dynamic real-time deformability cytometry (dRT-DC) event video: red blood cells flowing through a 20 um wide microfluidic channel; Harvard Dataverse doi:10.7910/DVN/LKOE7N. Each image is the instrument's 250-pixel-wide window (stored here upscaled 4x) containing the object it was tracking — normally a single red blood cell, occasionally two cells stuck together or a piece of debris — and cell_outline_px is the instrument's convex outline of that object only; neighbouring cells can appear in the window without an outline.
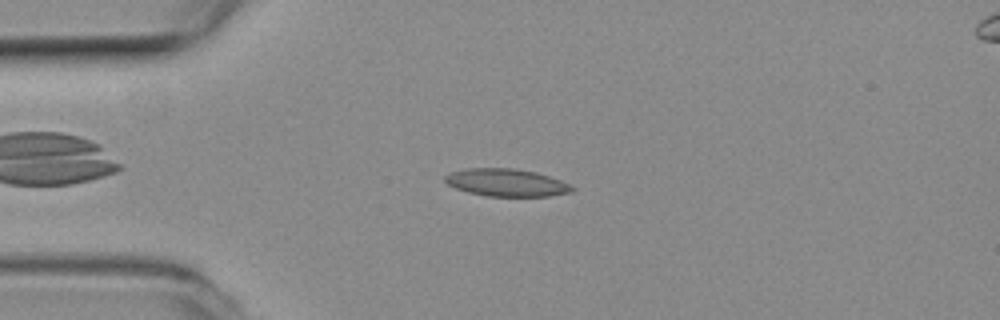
{"species": "common noctule bat (a hibernating species)", "species_latin": "Nyctalus noctula", "temperature_condition": "room temperature", "stored_images_in_passage": 43, "camera_frame_rate_fps": 3000, "um_per_image_px": 0.085, "animal": {"sex": "female", "body_mass_g": 19.3, "forearm_length_mm": 54.1}, "frame": {"image": 1, "passage_image": 10, "time_ms": 3.0, "image_size_px": [1000, 320], "cell_outline_px": [[576, 188], [572, 192], [548, 196], [488, 196], [468, 192], [456, 188], [448, 184], [444, 180], [444, 176], [448, 172], [464, 168], [516, 168], [536, 172], [560, 180]], "centroid_in_image_um": [43.02, 15.51], "position_along_channel_um": 42.0, "area_um2": 20.46}}
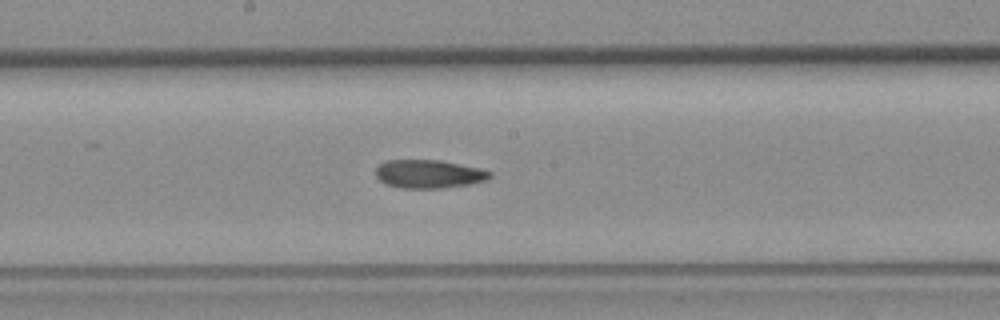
{"frame": {"image": 2, "passage_image": 25, "time_ms": 8.0, "image_size_px": [1000, 320], "cell_outline_px": [[492, 176], [484, 180], [468, 184], [444, 188], [400, 188], [388, 184], [380, 180], [376, 176], [376, 168], [380, 164], [388, 160], [440, 160], [480, 168], [492, 172]], "centroid_in_image_um": [36.45, 14.78], "position_along_channel_um": 211.7, "area_um2": 18.73}}
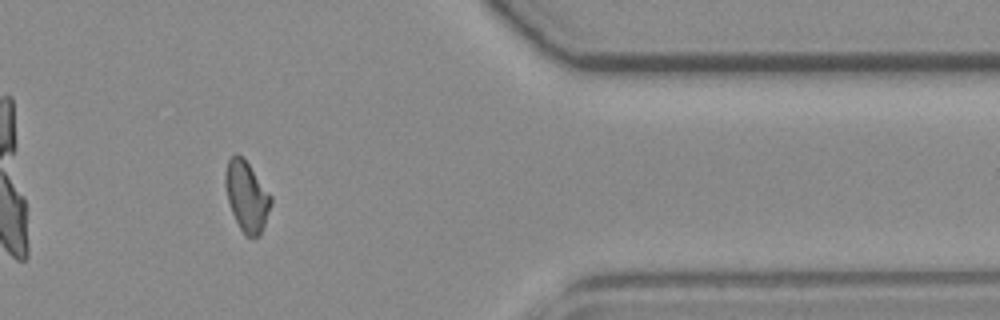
{"frame": {"image": 3, "passage_image": 41, "time_ms": 13.333, "image_size_px": [1000, 320], "cell_outline_px": [[272, 204], [260, 236], [244, 236], [232, 212], [228, 200], [224, 184], [224, 172], [228, 160], [236, 152], [248, 164], [272, 196]], "centroid_in_image_um": [20.96, 16.69], "position_along_channel_um": 390.4, "area_um2": 18.55}, "authors_computed_cell_mechanics": {"area_um2": 19.3052, "velocity_mm_per_s": 3.8179, "shape_relaxation_time_tau1_ms": null, "shape_relaxation_time_tau2_ms": 3.4728, "deformation_change_tau1": null, "deformation_change_tau2": 0.0995}}